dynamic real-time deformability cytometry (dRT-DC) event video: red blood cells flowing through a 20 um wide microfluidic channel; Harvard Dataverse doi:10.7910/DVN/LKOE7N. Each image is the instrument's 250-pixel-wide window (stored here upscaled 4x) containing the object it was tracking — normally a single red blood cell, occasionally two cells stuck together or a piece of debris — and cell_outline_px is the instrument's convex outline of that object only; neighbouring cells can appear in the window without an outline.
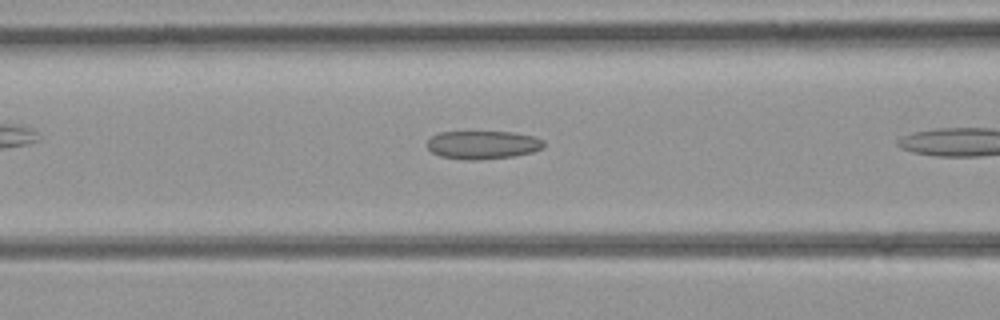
{"species": "common noctule bat (a hibernating species)", "species_latin": "Nyctalus noctula", "temperature_condition": "room temperature", "stored_images_in_passage": 8, "camera_frame_rate_fps": 3000, "um_per_image_px": 0.085, "animal": {"sex": "female", "body_mass_g": 21.9}, "frame": {"image": 1, "passage_image": 5, "time_ms": 1.333, "image_size_px": [1000, 320], "cell_outline_px": [[544, 148], [532, 152], [512, 156], [480, 160], [464, 160], [440, 156], [432, 152], [428, 148], [428, 140], [432, 136], [440, 132], [512, 132], [532, 136], [544, 140]], "centroid_in_image_um": [41.04, 12.32], "position_along_channel_um": 125.6, "area_um2": 19.19}}